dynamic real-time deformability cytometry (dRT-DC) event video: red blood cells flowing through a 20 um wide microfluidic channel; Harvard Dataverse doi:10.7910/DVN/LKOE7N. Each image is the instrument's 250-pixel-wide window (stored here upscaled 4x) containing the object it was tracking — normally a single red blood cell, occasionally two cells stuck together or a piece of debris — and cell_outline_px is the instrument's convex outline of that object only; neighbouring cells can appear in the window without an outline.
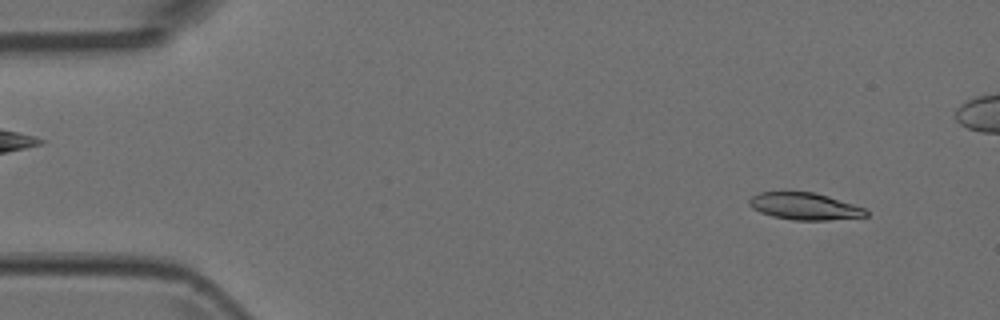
{"species": "Egyptian fruit bat (a non-hibernating species)", "species_latin": "Rousettus aegyptiacus", "temperature_condition": "room temperature", "stored_images_in_passage": 7, "camera_frame_rate_fps": 3000, "um_per_image_px": 0.085, "animal": {"sex": "female"}, "frame": {"image": 1, "passage_image": 2, "time_ms": 0.333, "image_size_px": [1000, 320], "cell_outline_px": [[868, 216], [828, 220], [792, 220], [772, 216], [760, 212], [752, 208], [748, 204], [748, 200], [752, 196], [760, 192], [812, 192], [828, 196], [864, 208], [868, 212]], "centroid_in_image_um": [68.36, 17.54], "position_along_channel_um": 16.6, "area_um2": 18.26}}
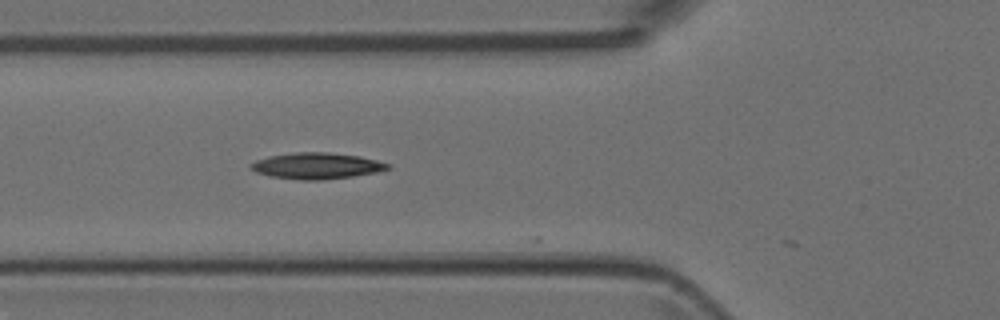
{"frame": {"image": 2, "passage_image": 6, "time_ms": 1.667, "image_size_px": [1000, 320], "cell_outline_px": [[392, 168], [376, 172], [352, 176], [320, 180], [300, 180], [272, 176], [256, 172], [248, 164], [256, 160], [268, 156], [296, 152], [328, 152], [360, 156], [392, 164]], "centroid_in_image_um": [26.94, 14.09], "position_along_channel_um": 98.9, "area_um2": 20.87}}